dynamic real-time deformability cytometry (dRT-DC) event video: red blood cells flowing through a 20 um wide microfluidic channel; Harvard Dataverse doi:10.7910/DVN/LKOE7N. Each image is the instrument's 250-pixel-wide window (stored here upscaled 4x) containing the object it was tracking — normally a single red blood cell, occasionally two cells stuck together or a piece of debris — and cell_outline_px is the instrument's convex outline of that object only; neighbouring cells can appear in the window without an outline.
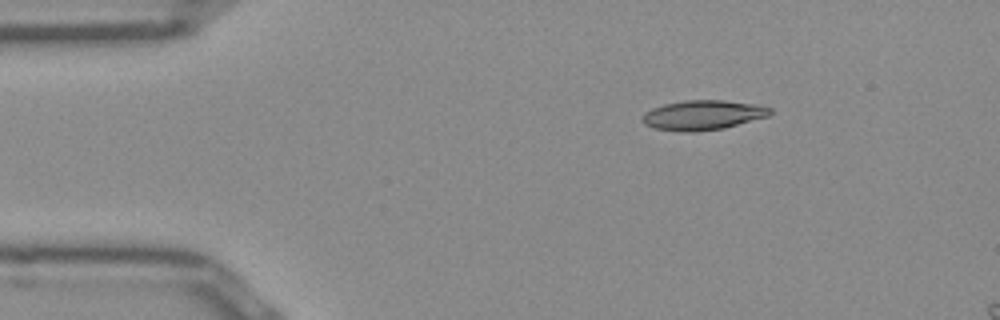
{"species": "Egyptian fruit bat (a non-hibernating species)", "species_latin": "Rousettus aegyptiacus", "temperature_condition": "room temperature", "stored_images_in_passage": 45, "segment_of_instrument_passage": [1, 2], "camera_frame_rate_fps": 3000, "um_per_image_px": 0.085, "frame": {"image": 1, "passage_image": 1, "time_ms": 0.0, "image_size_px": [1000, 320], "cell_outline_px": [[772, 112], [768, 116], [724, 128], [696, 132], [680, 132], [652, 128], [644, 124], [644, 112], [652, 108], [664, 104], [688, 100], [724, 100], [752, 104], [772, 108]], "centroid_in_image_um": [59.72, 9.79], "position_along_channel_um": 25.3, "area_um2": 22.02}}
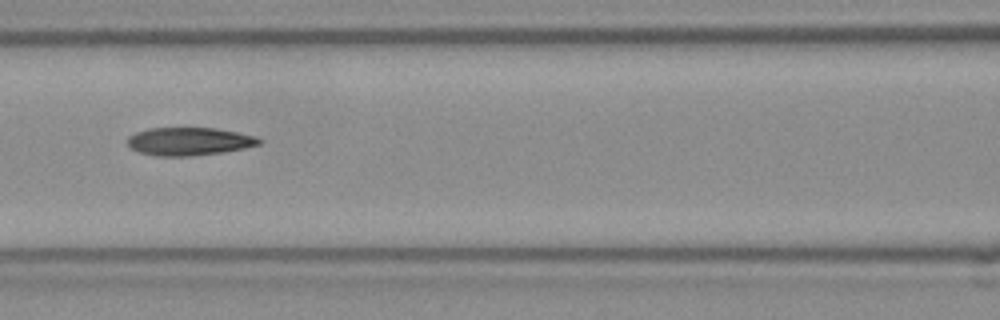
{"frame": {"image": 2, "passage_image": 15, "time_ms": 4.667, "image_size_px": [1000, 320], "cell_outline_px": [[264, 140], [260, 144], [244, 148], [220, 152], [192, 156], [156, 156], [140, 152], [132, 148], [128, 144], [128, 136], [136, 132], [148, 128], [216, 128], [256, 136]], "centroid_in_image_um": [16.09, 12.01], "position_along_channel_um": 150.5, "area_um2": 21.39}}
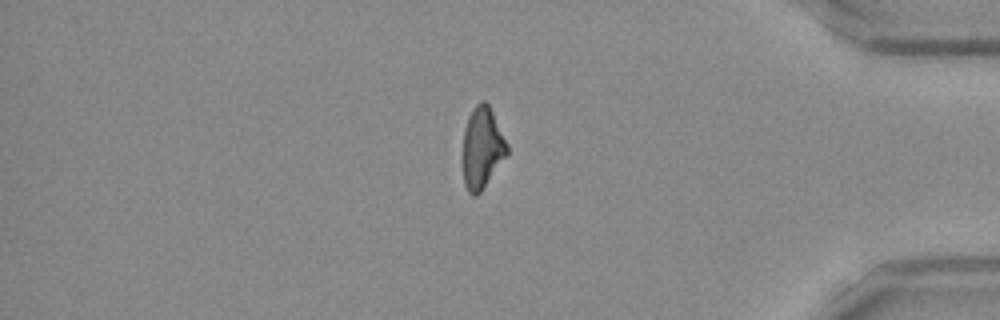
{"frame": {"image": 3, "passage_image": 36, "time_ms": 11.667, "image_size_px": [1000, 320], "cell_outline_px": [[508, 156], [480, 192], [476, 196], [472, 196], [468, 192], [464, 184], [464, 128], [468, 116], [472, 108], [480, 100], [484, 100], [488, 104], [508, 144]], "centroid_in_image_um": [41.0, 12.57], "position_along_channel_um": 394.2, "area_um2": 20.98}}